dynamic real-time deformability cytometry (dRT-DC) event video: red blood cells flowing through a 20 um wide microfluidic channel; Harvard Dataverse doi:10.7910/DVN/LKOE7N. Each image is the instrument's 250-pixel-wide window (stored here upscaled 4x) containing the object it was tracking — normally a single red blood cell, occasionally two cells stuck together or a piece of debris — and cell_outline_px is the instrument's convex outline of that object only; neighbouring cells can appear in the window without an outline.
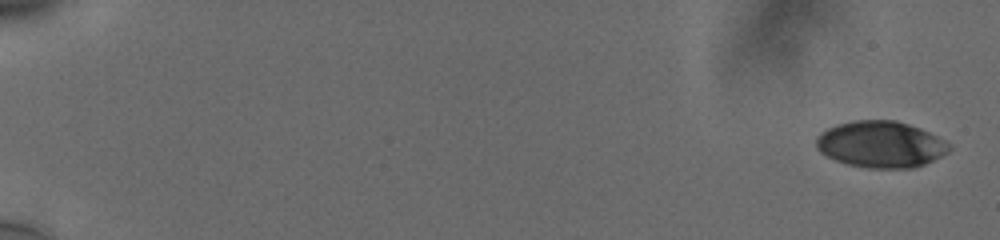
{"species": "human", "species_latin": "Homo sapiens", "temperature_condition": "cold", "stored_images_in_passage": 13, "camera_frame_rate_fps": 3000, "um_per_image_px": 0.085, "donor": {"sex": "male"}, "frame": {"image": 1, "passage_image": 1, "time_ms": 0.0, "image_size_px": [1000, 240], "cell_outline_px": [[952, 148], [948, 152], [924, 164], [912, 168], [868, 168], [848, 164], [836, 160], [820, 152], [816, 148], [816, 136], [820, 132], [836, 124], [852, 120], [896, 120], [920, 128], [944, 140]], "centroid_in_image_um": [74.83, 12.26], "position_along_channel_um": 10.2, "area_um2": 35.95}}
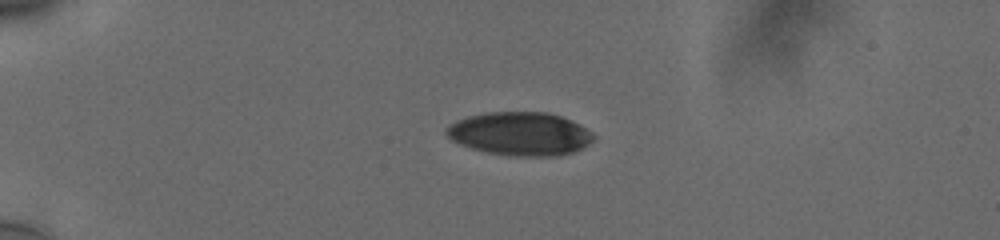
{"frame": {"image": 2, "passage_image": 8, "time_ms": 2.333, "image_size_px": [1000, 240], "cell_outline_px": [[596, 136], [588, 144], [572, 152], [560, 156], [508, 156], [488, 152], [472, 148], [460, 144], [452, 140], [444, 132], [456, 120], [468, 116], [488, 112], [548, 112], [560, 116], [592, 132]], "centroid_in_image_um": [44.19, 11.38], "position_along_channel_um": 40.8, "area_um2": 36.88}}